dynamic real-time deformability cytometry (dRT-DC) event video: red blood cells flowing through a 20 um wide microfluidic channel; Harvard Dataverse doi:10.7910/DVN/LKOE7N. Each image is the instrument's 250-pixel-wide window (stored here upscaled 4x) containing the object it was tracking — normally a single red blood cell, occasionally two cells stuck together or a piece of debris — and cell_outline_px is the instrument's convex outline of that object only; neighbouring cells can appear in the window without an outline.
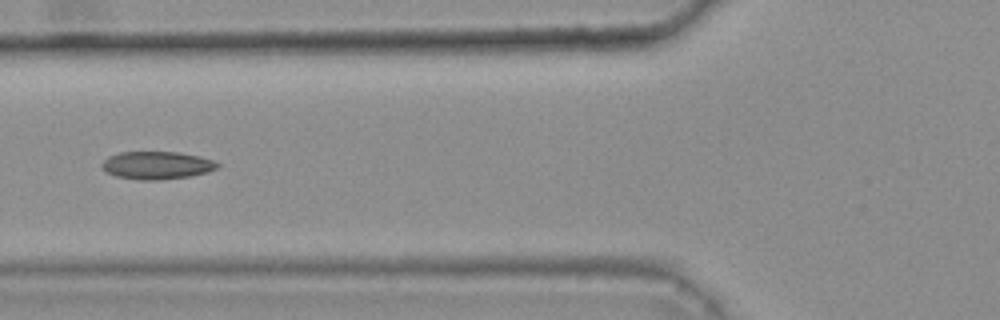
{"species": "common noctule bat (a hibernating species)", "species_latin": "Nyctalus noctula", "temperature_condition": "warm", "stored_images_in_passage": 46, "camera_frame_rate_fps": 3000, "um_per_image_px": 0.085, "animal": {"sex": "female", "body_mass_g": 25.1}, "frame": {"image": 1, "passage_image": 20, "time_ms": 6.333, "image_size_px": [1000, 320], "cell_outline_px": [[220, 164], [216, 168], [208, 172], [192, 176], [160, 180], [140, 180], [116, 176], [108, 172], [100, 164], [108, 156], [120, 152], [176, 152], [200, 156], [212, 160]], "centroid_in_image_um": [13.34, 14.05], "position_along_channel_um": 112.5, "area_um2": 18.67}, "authors_computed_cell_mechanics": {"area_um2": 18.4093, "velocity_mm_per_s": 3.7274, "shape_relaxation_time_tau1_ms": null, "shape_relaxation_time_tau2_ms": 2.238, "deformation_change_tau1": null, "deformation_change_tau2": 0.0881}}